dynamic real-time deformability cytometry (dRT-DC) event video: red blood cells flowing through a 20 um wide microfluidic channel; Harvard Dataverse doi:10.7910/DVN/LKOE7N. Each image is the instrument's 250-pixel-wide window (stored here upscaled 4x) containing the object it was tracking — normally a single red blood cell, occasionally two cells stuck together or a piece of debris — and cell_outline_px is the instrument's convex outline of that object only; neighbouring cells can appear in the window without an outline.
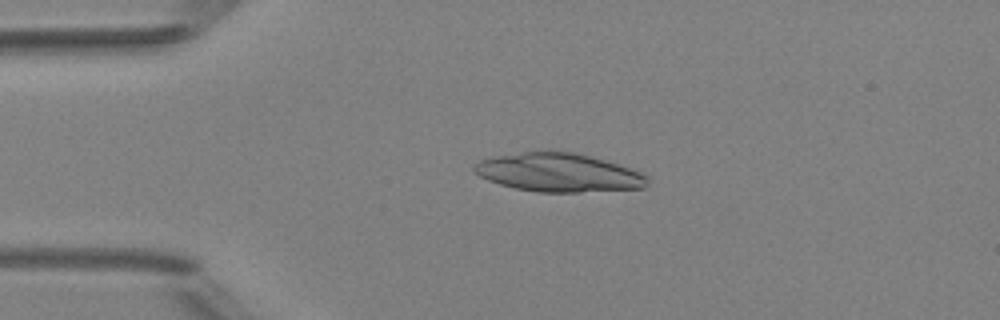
{"species": "Egyptian fruit bat (a non-hibernating species)", "species_latin": "Rousettus aegyptiacus", "temperature_condition": "room temperature", "stored_images_in_passage": 4, "camera_frame_rate_fps": 3000, "um_per_image_px": 0.085, "animal": {"sex": "female"}, "frame": {"image": 1, "passage_image": 3, "time_ms": 3.333, "image_size_px": [1000, 320], "cell_outline_px": [[648, 184], [644, 188], [580, 192], [536, 192], [516, 188], [500, 184], [488, 180], [472, 172], [472, 168], [480, 160], [492, 156], [544, 148], [552, 148], [572, 152], [620, 164], [640, 172], [648, 176]], "centroid_in_image_um": [47.44, 14.63], "position_along_channel_um": 37.6, "area_um2": 39.71}}